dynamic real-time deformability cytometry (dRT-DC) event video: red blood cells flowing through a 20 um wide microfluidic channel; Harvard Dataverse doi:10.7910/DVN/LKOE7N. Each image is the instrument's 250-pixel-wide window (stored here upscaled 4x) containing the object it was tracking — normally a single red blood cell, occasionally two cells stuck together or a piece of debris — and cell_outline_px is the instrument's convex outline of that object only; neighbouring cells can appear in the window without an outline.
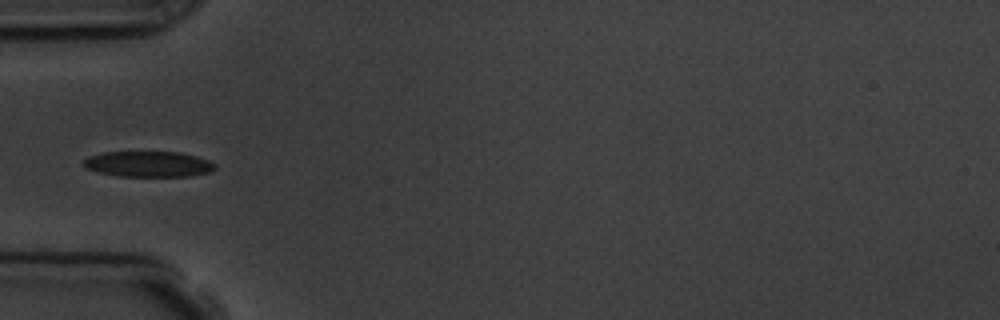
{"species": "common noctule bat (a hibernating species)", "species_latin": "Nyctalus noctula", "temperature_condition": "room temperature", "stored_images_in_passage": 10, "camera_frame_rate_fps": 3000, "um_per_image_px": 0.085, "animal": {"sex": "male", "body_mass_g": 19.5, "forearm_length_mm": 54.6}, "frame": {"image": 1, "passage_image": 5, "time_ms": 5.667, "image_size_px": [1000, 320], "cell_outline_px": [[216, 168], [212, 172], [188, 176], [116, 176], [84, 168], [80, 164], [88, 156], [104, 152], [180, 152], [196, 156], [208, 160], [216, 164]], "centroid_in_image_um": [12.6, 13.95], "position_along_channel_um": 72.4, "area_um2": 19.83}}
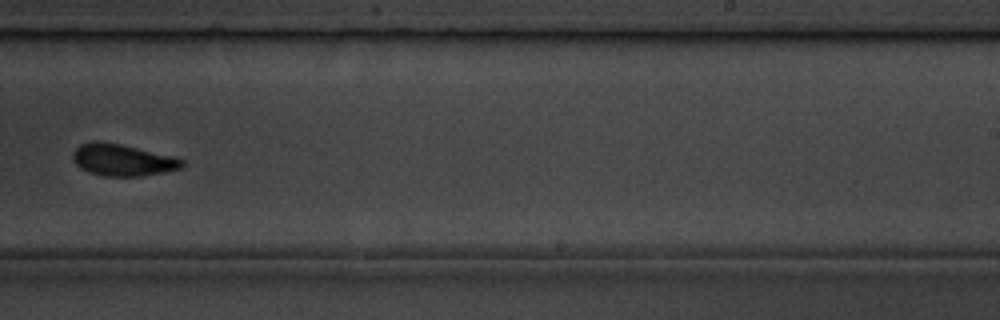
{"frame": {"image": 2, "passage_image": 10, "time_ms": 11.333, "image_size_px": [1000, 320], "cell_outline_px": [[184, 168], [164, 172], [140, 176], [100, 176], [88, 172], [80, 168], [72, 160], [72, 152], [80, 144], [92, 140], [96, 140], [120, 144], [176, 156], [184, 160]], "centroid_in_image_um": [10.42, 13.59], "position_along_channel_um": 278.6, "area_um2": 20.63}}